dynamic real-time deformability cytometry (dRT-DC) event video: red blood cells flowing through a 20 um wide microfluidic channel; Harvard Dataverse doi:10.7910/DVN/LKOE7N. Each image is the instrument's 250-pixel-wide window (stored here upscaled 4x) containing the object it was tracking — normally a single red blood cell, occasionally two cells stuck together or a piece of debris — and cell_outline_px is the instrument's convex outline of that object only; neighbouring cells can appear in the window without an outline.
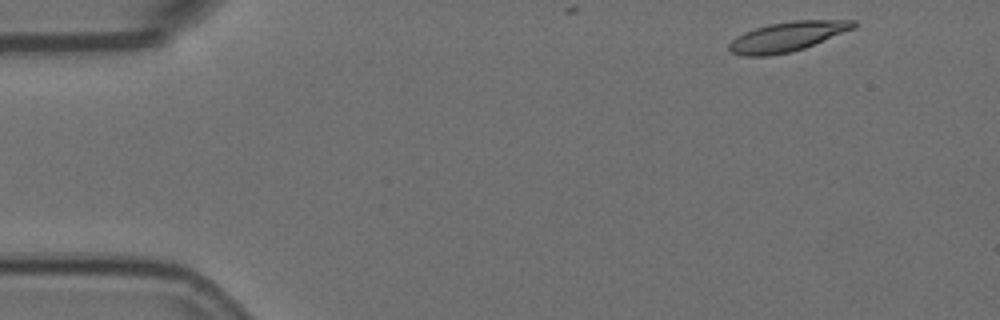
{"species": "Egyptian fruit bat (a non-hibernating species)", "species_latin": "Rousettus aegyptiacus", "temperature_condition": "room temperature", "stored_images_in_passage": 3, "camera_frame_rate_fps": 3000, "um_per_image_px": 0.085, "animal": {"sex": "female"}, "frame": {"image": 1, "passage_image": 1, "time_ms": 0.0, "image_size_px": [1000, 320], "cell_outline_px": [[856, 28], [804, 48], [788, 52], [768, 56], [740, 56], [732, 52], [728, 48], [728, 44], [736, 36], [744, 32], [768, 24], [792, 20], [856, 20]], "centroid_in_image_um": [66.92, 3.11], "position_along_channel_um": 18.1, "area_um2": 21.56}}
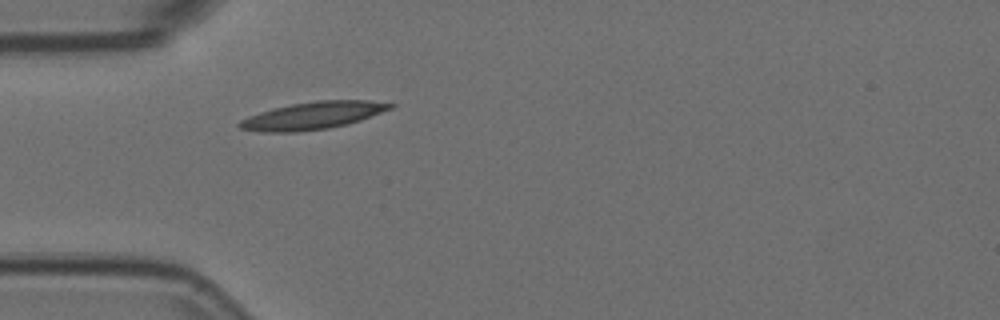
{"frame": {"image": 2, "passage_image": 3, "time_ms": 0.667, "image_size_px": [1000, 320], "cell_outline_px": [[396, 104], [392, 108], [360, 120], [348, 124], [328, 128], [296, 132], [256, 132], [240, 128], [236, 124], [240, 120], [248, 116], [272, 108], [292, 104], [316, 100], [368, 100]], "centroid_in_image_um": [26.55, 9.82], "position_along_channel_um": 58.5, "area_um2": 24.1}}